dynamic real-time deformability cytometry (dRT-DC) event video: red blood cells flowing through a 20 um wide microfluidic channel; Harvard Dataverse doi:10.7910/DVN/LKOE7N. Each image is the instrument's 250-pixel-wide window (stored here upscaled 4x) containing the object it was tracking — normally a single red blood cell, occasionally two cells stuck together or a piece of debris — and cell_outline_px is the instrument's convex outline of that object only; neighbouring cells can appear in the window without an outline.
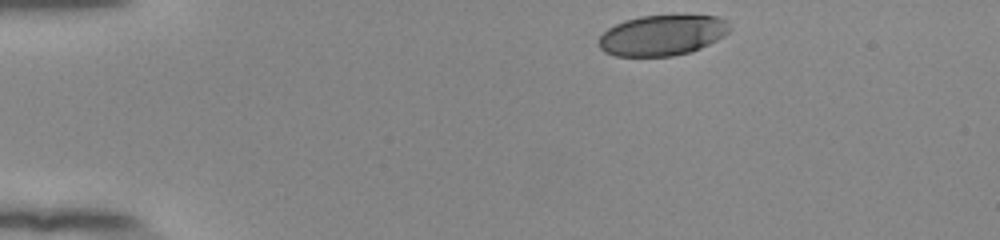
{"species": "human", "species_latin": "Homo sapiens", "temperature_condition": "room temperature", "stored_images_in_passage": 38, "camera_frame_rate_fps": 3000, "um_per_image_px": 0.085, "donor": {"sex": "female"}, "frame": {"image": 1, "passage_image": 1, "time_ms": 0.0, "image_size_px": [1000, 240], "cell_outline_px": [[732, 28], [724, 36], [692, 52], [672, 56], [616, 56], [604, 52], [600, 48], [600, 36], [608, 28], [624, 20], [640, 16], [720, 16], [728, 20]], "centroid_in_image_um": [56.32, 3.0], "position_along_channel_um": 28.7, "area_um2": 30.92}}
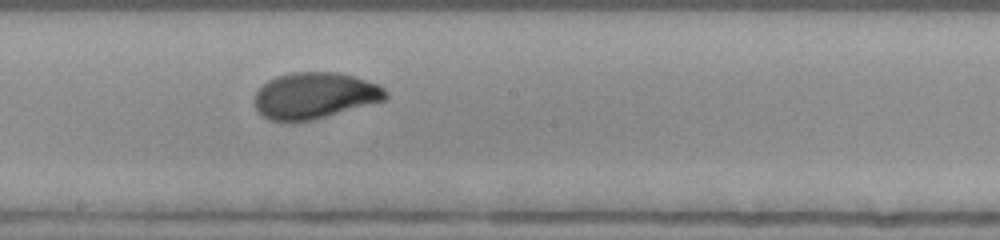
{"frame": {"image": 2, "passage_image": 22, "time_ms": 7.0, "image_size_px": [1000, 240], "cell_outline_px": [[388, 96], [384, 100], [312, 120], [292, 124], [268, 120], [256, 112], [256, 92], [268, 80], [276, 76], [292, 72], [336, 72], [352, 76], [380, 84], [388, 92]], "centroid_in_image_um": [26.72, 8.15], "position_along_channel_um": 221.5, "area_um2": 35.66}}
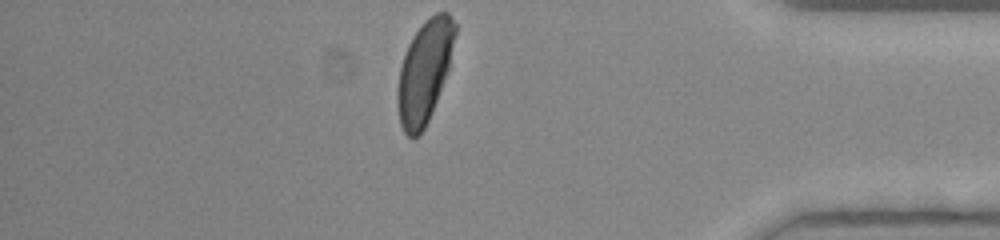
{"frame": {"image": 3, "passage_image": 38, "time_ms": 12.333, "image_size_px": [1000, 240], "cell_outline_px": [[456, 32], [448, 68], [432, 112], [420, 136], [408, 136], [404, 132], [400, 124], [396, 100], [400, 68], [408, 44], [424, 20], [436, 12], [448, 12], [456, 24]], "centroid_in_image_um": [36.07, 6.08], "position_along_channel_um": 399.1, "area_um2": 33.81}, "authors_computed_cell_mechanics": {"area_um2": 34.5933, "velocity_mm_per_s": 3.8635, "shape_relaxation_time_tau1_ms": 3.5122, "shape_relaxation_time_tau2_ms": null, "deformation_change_tau1": 0.1674, "deformation_change_tau2": null}}